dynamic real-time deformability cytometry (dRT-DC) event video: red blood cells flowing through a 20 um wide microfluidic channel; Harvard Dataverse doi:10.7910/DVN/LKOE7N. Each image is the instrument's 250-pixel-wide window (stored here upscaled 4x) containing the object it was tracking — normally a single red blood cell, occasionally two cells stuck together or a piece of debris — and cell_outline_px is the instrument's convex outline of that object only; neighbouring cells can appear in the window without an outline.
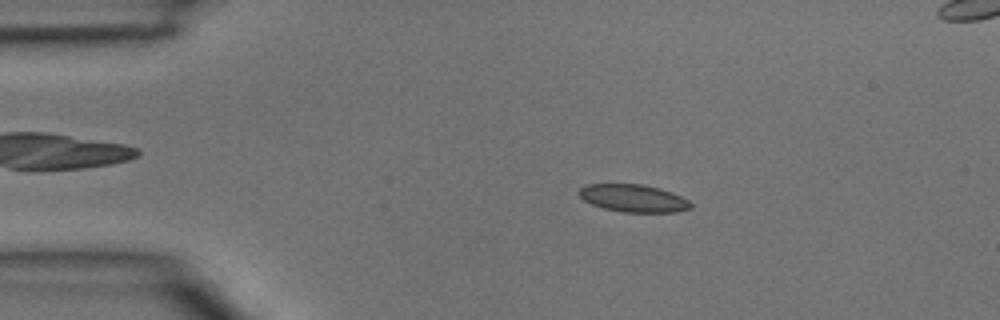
{"species": "common noctule bat (a hibernating species)", "species_latin": "Nyctalus noctula", "temperature_condition": "room temperature", "stored_images_in_passage": 4, "camera_frame_rate_fps": 3000, "um_per_image_px": 0.085, "animal": {"sex": "male", "body_mass_g": 15.6}, "frame": {"image": 1, "passage_image": 2, "time_ms": 0.333, "image_size_px": [1000, 320], "cell_outline_px": [[692, 208], [676, 212], [624, 212], [604, 208], [592, 204], [584, 200], [580, 196], [580, 188], [584, 184], [644, 184], [660, 188], [672, 192], [688, 200], [692, 204]], "centroid_in_image_um": [53.86, 16.84], "position_along_channel_um": 31.1, "area_um2": 17.92}}